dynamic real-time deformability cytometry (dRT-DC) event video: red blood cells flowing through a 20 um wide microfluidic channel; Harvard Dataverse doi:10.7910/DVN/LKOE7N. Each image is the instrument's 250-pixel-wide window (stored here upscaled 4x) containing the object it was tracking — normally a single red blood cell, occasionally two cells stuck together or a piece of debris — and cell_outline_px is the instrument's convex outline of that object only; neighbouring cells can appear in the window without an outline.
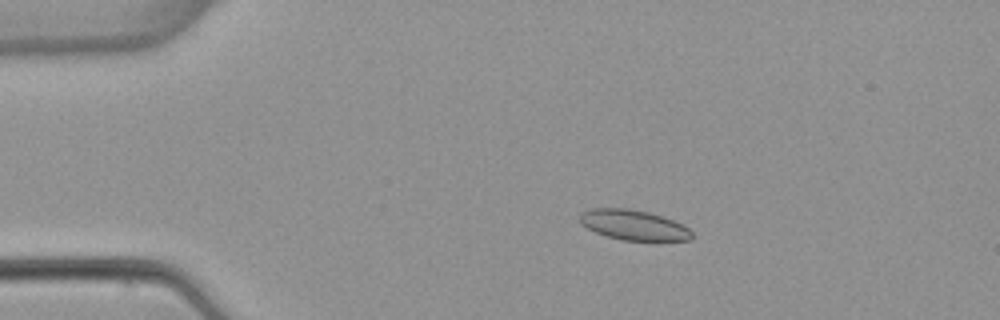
{"species": "common noctule bat (a hibernating species)", "species_latin": "Nyctalus noctula", "temperature_condition": "warm", "stored_images_in_passage": 7, "camera_frame_rate_fps": 3000, "um_per_image_px": 0.085, "animal": {"sex": "female", "body_mass_g": 22.7, "forearm_length_mm": 54.2}, "frame": {"image": 1, "passage_image": 4, "time_ms": 3.333, "image_size_px": [1000, 320], "cell_outline_px": [[692, 236], [688, 240], [620, 240], [596, 232], [580, 224], [580, 212], [588, 208], [628, 208], [648, 212], [672, 220], [688, 228], [692, 232]], "centroid_in_image_um": [53.79, 19.11], "position_along_channel_um": 31.2, "area_um2": 19.48}}
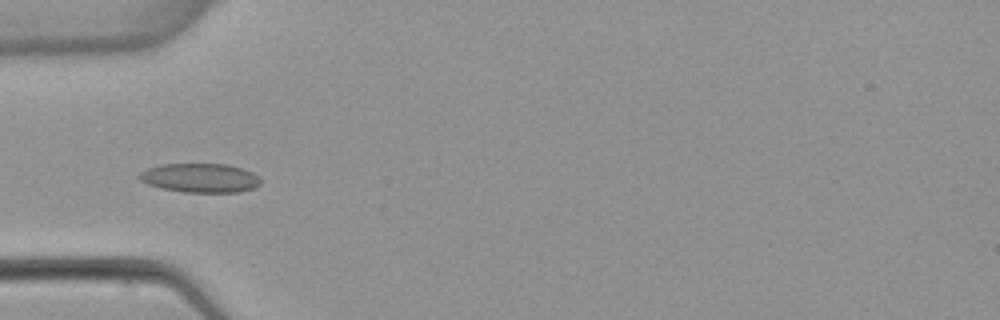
{"frame": {"image": 2, "passage_image": 6, "time_ms": 5.667, "image_size_px": [1000, 320], "cell_outline_px": [[260, 184], [252, 188], [240, 192], [184, 192], [160, 188], [148, 184], [140, 180], [136, 176], [140, 172], [148, 168], [160, 164], [228, 164], [244, 168], [252, 172], [260, 180]], "centroid_in_image_um": [16.98, 15.12], "position_along_channel_um": 68.0, "area_um2": 20.63}}
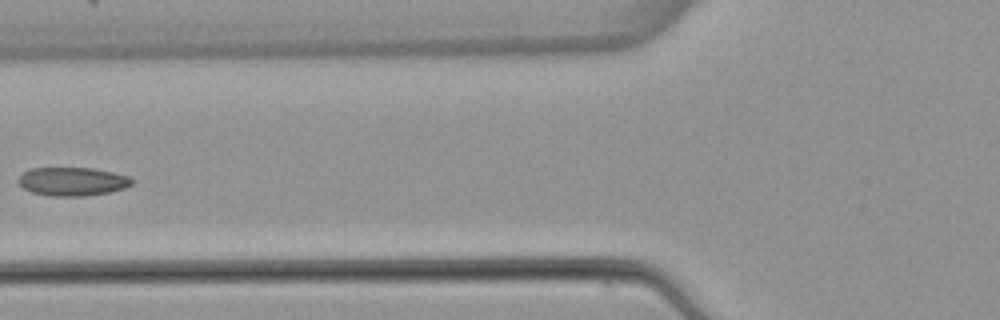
{"frame": {"image": 3, "passage_image": 7, "time_ms": 7.0, "image_size_px": [1000, 320], "cell_outline_px": [[132, 184], [124, 188], [108, 192], [84, 196], [48, 196], [32, 192], [24, 188], [16, 180], [24, 172], [32, 168], [92, 168], [112, 172], [128, 176], [132, 180]], "centroid_in_image_um": [6.13, 15.43], "position_along_channel_um": 119.7, "area_um2": 18.73}}